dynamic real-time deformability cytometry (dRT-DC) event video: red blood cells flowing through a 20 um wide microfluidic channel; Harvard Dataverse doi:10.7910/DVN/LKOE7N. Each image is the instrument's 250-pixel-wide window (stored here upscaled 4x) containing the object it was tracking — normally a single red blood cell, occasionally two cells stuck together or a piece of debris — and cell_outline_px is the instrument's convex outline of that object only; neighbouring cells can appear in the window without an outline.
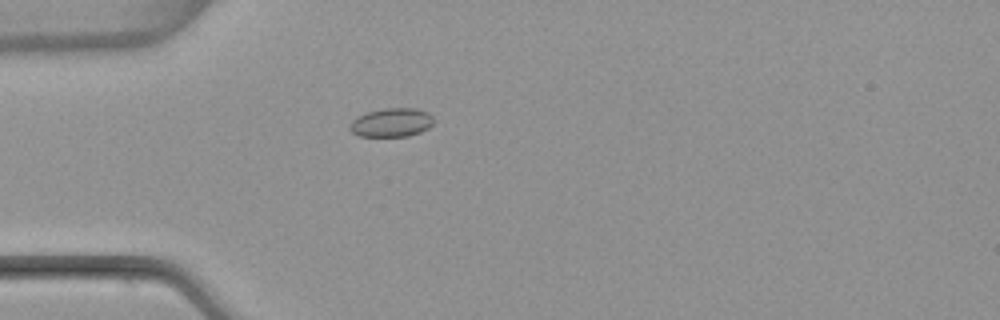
{"species": "common noctule bat (a hibernating species)", "species_latin": "Nyctalus noctula", "temperature_condition": "warm", "stored_images_in_passage": 2, "camera_frame_rate_fps": 3000, "um_per_image_px": 0.085, "animal": {"sex": "female", "body_mass_g": 22.7, "forearm_length_mm": 54.2}, "frame": {"image": 1, "passage_image": 2, "time_ms": 3.333, "image_size_px": [1000, 320], "cell_outline_px": [[432, 124], [428, 128], [420, 132], [408, 136], [360, 136], [352, 132], [348, 128], [352, 120], [356, 116], [368, 112], [384, 108], [416, 108], [428, 112], [432, 116]], "centroid_in_image_um": [33.26, 10.41], "position_along_channel_um": 51.7, "area_um2": 14.05}}